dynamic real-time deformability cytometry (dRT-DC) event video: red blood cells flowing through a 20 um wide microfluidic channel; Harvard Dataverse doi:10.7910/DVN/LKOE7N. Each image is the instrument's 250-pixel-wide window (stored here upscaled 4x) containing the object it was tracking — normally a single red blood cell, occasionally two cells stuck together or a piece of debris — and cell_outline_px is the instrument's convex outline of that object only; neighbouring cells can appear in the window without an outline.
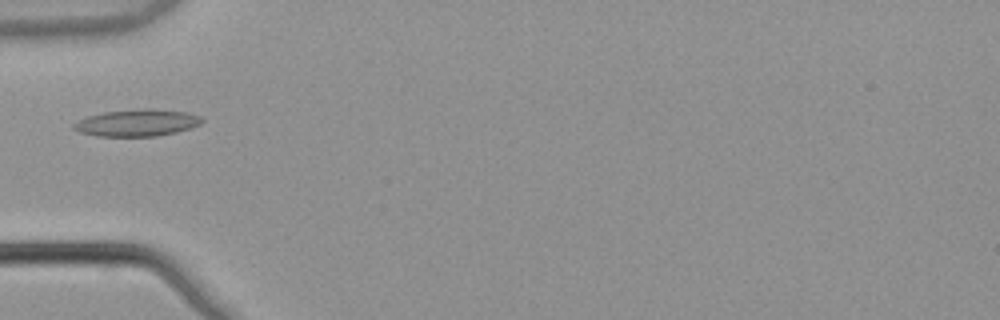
{"species": "common noctule bat (a hibernating species)", "species_latin": "Nyctalus noctula", "temperature_condition": "warm", "stored_images_in_passage": 5, "camera_frame_rate_fps": 3000, "um_per_image_px": 0.085, "animal": {"sex": "male", "body_mass_g": 21.5, "forearm_length_mm": 52.0}, "frame": {"image": 1, "passage_image": 5, "time_ms": 1.333, "image_size_px": [1000, 320], "cell_outline_px": [[204, 120], [200, 124], [176, 132], [156, 136], [96, 136], [80, 132], [72, 128], [72, 124], [88, 116], [104, 112], [140, 108], [152, 108], [188, 112], [200, 116]], "centroid_in_image_um": [11.65, 10.43], "position_along_channel_um": 73.3, "area_um2": 20.11}}